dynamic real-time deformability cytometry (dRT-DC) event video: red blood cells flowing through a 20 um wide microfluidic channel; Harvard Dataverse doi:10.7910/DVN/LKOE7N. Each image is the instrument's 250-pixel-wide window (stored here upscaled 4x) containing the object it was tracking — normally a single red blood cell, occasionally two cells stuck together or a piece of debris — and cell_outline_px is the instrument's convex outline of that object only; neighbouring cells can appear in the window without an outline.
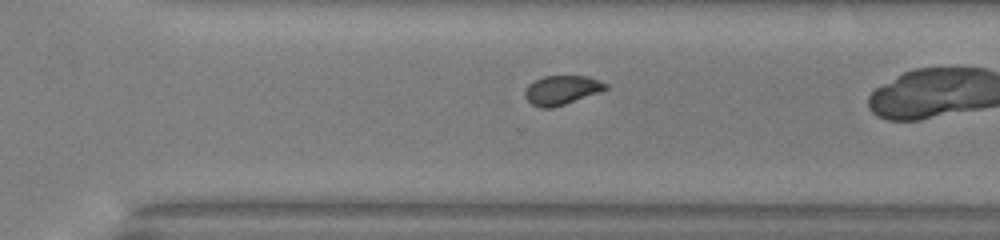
{"species": "common noctule bat (a hibernating species)", "species_latin": "Nyctalus noctula", "temperature_condition": "warm", "stored_images_in_passage": 30, "camera_frame_rate_fps": 3000, "um_per_image_px": 0.085, "animal": {"sex": "male", "body_mass_g": 13.0, "forearm_length_mm": 53.1}, "frame": {"image": 1, "passage_image": 26, "time_ms": 8.333, "image_size_px": [1000, 240], "cell_outline_px": [[608, 88], [600, 92], [552, 108], [540, 108], [532, 104], [524, 96], [524, 92], [528, 84], [544, 76], [588, 76], [608, 84]], "centroid_in_image_um": [47.74, 7.65], "position_along_channel_um": 322.9, "area_um2": 13.64}}